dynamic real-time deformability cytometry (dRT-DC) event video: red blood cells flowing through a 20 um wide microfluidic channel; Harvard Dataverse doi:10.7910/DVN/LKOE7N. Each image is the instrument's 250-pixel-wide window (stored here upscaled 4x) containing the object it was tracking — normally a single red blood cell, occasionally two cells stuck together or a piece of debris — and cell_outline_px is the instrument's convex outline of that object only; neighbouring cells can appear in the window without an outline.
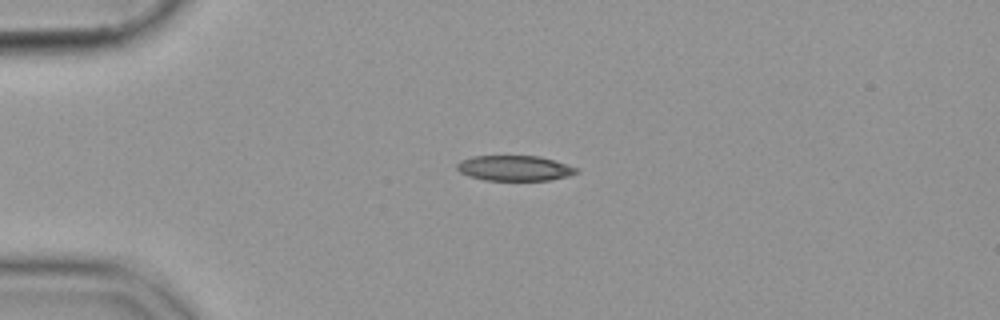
{"species": "common noctule bat (a hibernating species)", "species_latin": "Nyctalus noctula", "temperature_condition": "cold", "stored_images_in_passage": 52, "camera_frame_rate_fps": 3000, "um_per_image_px": 0.085, "animal": {"sex": "female", "body_mass_g": 19.9}, "frame": {"image": 1, "passage_image": 11, "time_ms": 3.333, "image_size_px": [1000, 320], "cell_outline_px": [[580, 172], [568, 176], [548, 180], [484, 180], [468, 176], [460, 172], [456, 168], [456, 164], [460, 160], [472, 156], [540, 156], [580, 168]], "centroid_in_image_um": [43.74, 14.29], "position_along_channel_um": 41.3, "area_um2": 17.74}}
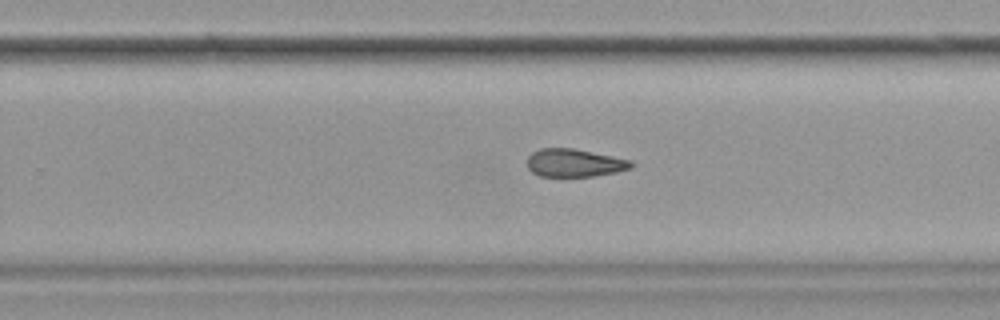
{"frame": {"image": 2, "passage_image": 33, "time_ms": 10.667, "image_size_px": [1000, 320], "cell_outline_px": [[632, 168], [616, 172], [592, 176], [540, 176], [532, 172], [528, 168], [524, 160], [532, 152], [540, 148], [572, 148], [632, 160]], "centroid_in_image_um": [48.77, 13.84], "position_along_channel_um": 281.0, "area_um2": 16.99}}
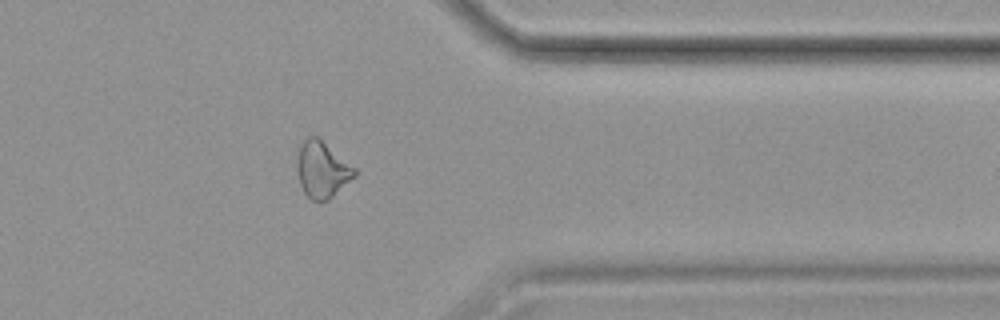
{"frame": {"image": 3, "passage_image": 42, "time_ms": 13.667, "image_size_px": [1000, 320], "cell_outline_px": [[356, 176], [328, 200], [312, 200], [304, 192], [300, 184], [296, 168], [296, 160], [300, 144], [308, 136], [316, 136], [356, 168]], "centroid_in_image_um": [27.36, 14.41], "position_along_channel_um": 384.0, "area_um2": 18.73}}